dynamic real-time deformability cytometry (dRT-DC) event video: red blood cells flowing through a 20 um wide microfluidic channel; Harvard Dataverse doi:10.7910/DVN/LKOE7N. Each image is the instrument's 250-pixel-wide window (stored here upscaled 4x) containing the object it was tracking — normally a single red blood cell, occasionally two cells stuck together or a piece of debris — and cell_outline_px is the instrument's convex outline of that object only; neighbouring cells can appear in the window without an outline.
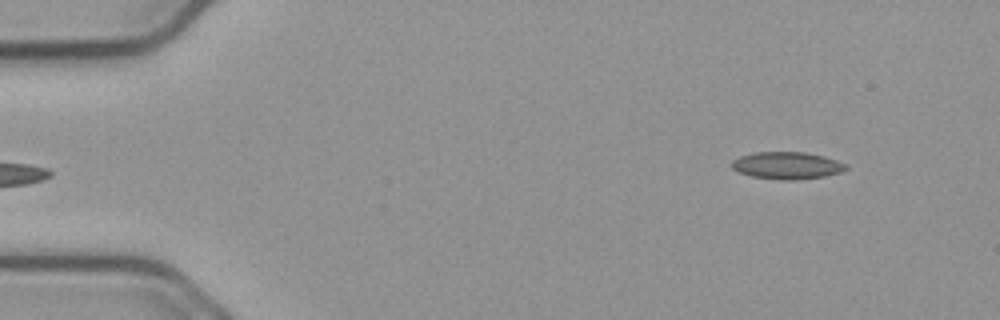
{"species": "common noctule bat (a hibernating species)", "species_latin": "Nyctalus noctula", "temperature_condition": "cold", "stored_images_in_passage": 49, "camera_frame_rate_fps": 3000, "um_per_image_px": 0.085, "animal": {"sex": "male", "body_mass_g": 23.1, "forearm_length_mm": 52.7}, "frame": {"image": 1, "passage_image": 1, "time_ms": 0.0, "image_size_px": [1000, 320], "cell_outline_px": [[848, 168], [840, 172], [824, 176], [792, 180], [780, 180], [752, 176], [740, 172], [732, 168], [732, 160], [740, 156], [756, 152], [804, 152], [824, 156], [848, 164]], "centroid_in_image_um": [66.91, 14.06], "position_along_channel_um": 18.1, "area_um2": 17.98}}
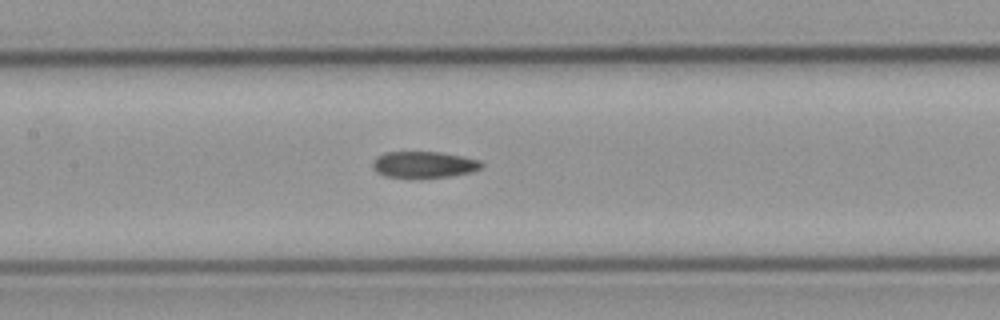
{"frame": {"image": 2, "passage_image": 21, "time_ms": 6.667, "image_size_px": [1000, 320], "cell_outline_px": [[484, 164], [480, 168], [472, 172], [452, 176], [384, 176], [376, 172], [372, 168], [372, 164], [376, 156], [384, 152], [440, 152], [480, 160]], "centroid_in_image_um": [36.02, 13.97], "position_along_channel_um": 171.4, "area_um2": 16.42}}
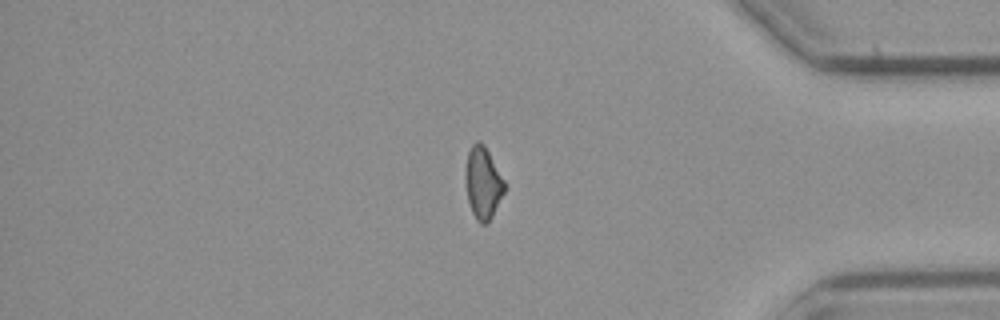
{"frame": {"image": 3, "passage_image": 41, "time_ms": 13.333, "image_size_px": [1000, 320], "cell_outline_px": [[508, 184], [488, 224], [480, 224], [476, 220], [472, 212], [468, 200], [464, 180], [464, 172], [468, 152], [472, 144], [476, 140], [480, 140], [484, 144]], "centroid_in_image_um": [41.06, 15.53], "position_along_channel_um": 394.1, "area_um2": 16.88}}